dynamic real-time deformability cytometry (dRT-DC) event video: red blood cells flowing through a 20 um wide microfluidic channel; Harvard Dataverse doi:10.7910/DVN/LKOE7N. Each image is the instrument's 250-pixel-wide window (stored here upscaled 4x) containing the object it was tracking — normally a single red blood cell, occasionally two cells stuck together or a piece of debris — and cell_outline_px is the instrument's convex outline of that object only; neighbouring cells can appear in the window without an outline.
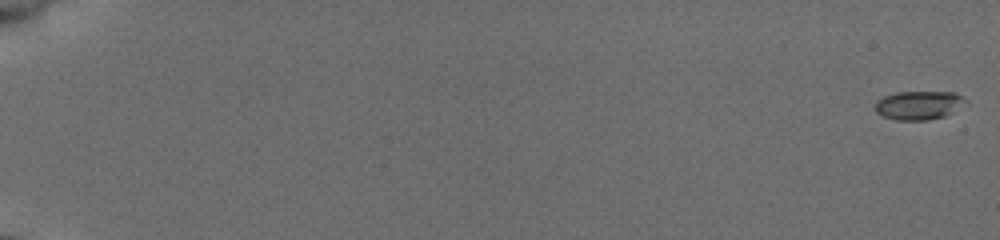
{"species": "common noctule bat (a hibernating species)", "species_latin": "Nyctalus noctula", "temperature_condition": "cold", "stored_images_in_passage": 55, "camera_frame_rate_fps": 3000, "um_per_image_px": 0.085, "animal": {"sex": "female", "body_mass_g": 19.5, "forearm_length_mm": 54.1}, "frame": {"image": 1, "passage_image": 1, "time_ms": 0.0, "image_size_px": [1000, 240], "cell_outline_px": [[968, 104], [944, 116], [928, 120], [896, 120], [884, 116], [876, 112], [876, 100], [884, 96], [896, 92], [956, 92], [968, 100]], "centroid_in_image_um": [78.15, 8.93], "position_along_channel_um": 6.9, "area_um2": 15.26}}
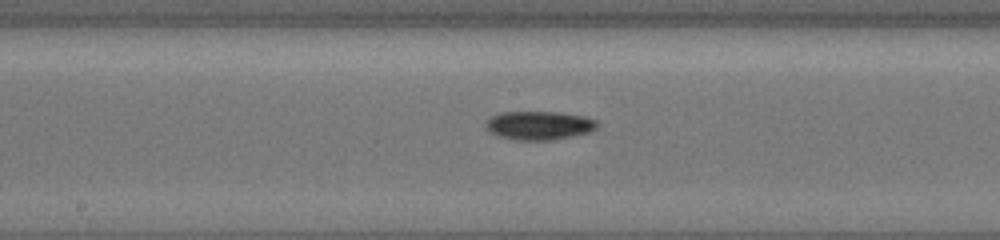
{"frame": {"image": 2, "passage_image": 32, "time_ms": 10.333, "image_size_px": [1000, 240], "cell_outline_px": [[596, 128], [588, 132], [552, 140], [516, 140], [500, 136], [492, 132], [488, 128], [488, 120], [492, 116], [500, 112], [556, 112], [584, 116], [596, 120]], "centroid_in_image_um": [45.84, 10.65], "position_along_channel_um": 202.4, "area_um2": 18.15}}
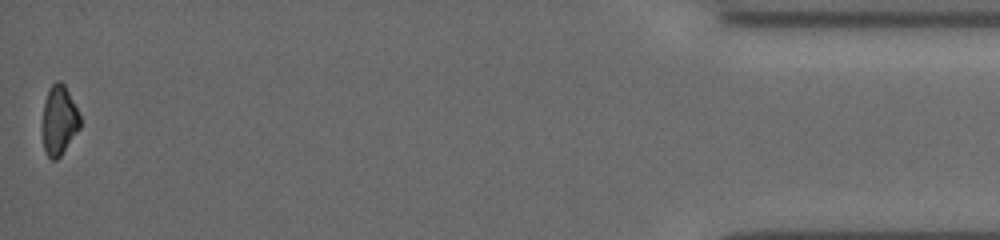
{"frame": {"image": 3, "passage_image": 55, "time_ms": 18.0, "image_size_px": [1000, 240], "cell_outline_px": [[80, 128], [60, 156], [56, 160], [52, 160], [44, 152], [44, 100], [48, 88], [56, 80], [60, 80], [64, 84], [80, 116]], "centroid_in_image_um": [5.03, 10.21], "position_along_channel_um": 430.2, "area_um2": 14.91}, "authors_computed_cell_mechanics": {"area_um2": 16.2996, "velocity_mm_per_s": 3.9555, "shape_relaxation_time_tau1_ms": 1.7433, "shape_relaxation_time_tau2_ms": null, "deformation_change_tau1": 0.0975, "deformation_change_tau2": null}}